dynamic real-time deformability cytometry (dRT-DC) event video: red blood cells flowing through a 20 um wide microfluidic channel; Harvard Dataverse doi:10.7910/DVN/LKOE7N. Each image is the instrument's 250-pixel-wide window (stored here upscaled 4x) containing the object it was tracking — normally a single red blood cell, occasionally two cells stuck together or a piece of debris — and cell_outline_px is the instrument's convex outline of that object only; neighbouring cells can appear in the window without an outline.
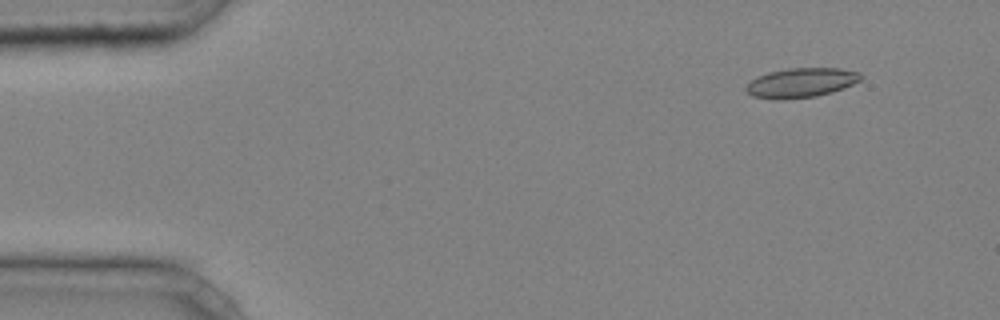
{"species": "common noctule bat (a hibernating species)", "species_latin": "Nyctalus noctula", "temperature_condition": "cold", "stored_images_in_passage": 41, "camera_frame_rate_fps": 3000, "um_per_image_px": 0.085, "animal": {"sex": "male", "body_mass_g": 20.4}, "frame": {"image": 1, "passage_image": 4, "time_ms": 1.0, "image_size_px": [1000, 320], "cell_outline_px": [[864, 76], [860, 80], [844, 88], [832, 92], [816, 96], [784, 100], [776, 100], [752, 96], [744, 88], [752, 80], [768, 72], [788, 68], [840, 68], [860, 72]], "centroid_in_image_um": [68.12, 7.03], "position_along_channel_um": 16.9, "area_um2": 19.83}}
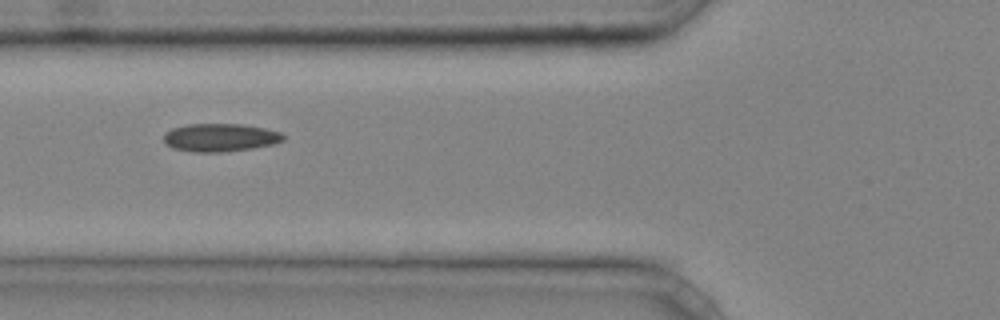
{"frame": {"image": 2, "passage_image": 17, "time_ms": 5.333, "image_size_px": [1000, 320], "cell_outline_px": [[284, 140], [272, 144], [252, 148], [224, 152], [192, 152], [172, 148], [164, 144], [164, 132], [172, 128], [188, 124], [244, 124], [264, 128], [280, 132], [284, 136]], "centroid_in_image_um": [18.67, 11.69], "position_along_channel_um": 107.1, "area_um2": 19.65}}
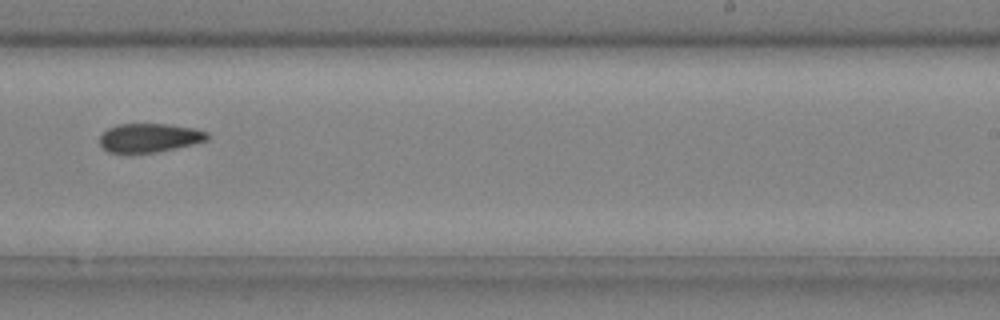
{"frame": {"image": 3, "passage_image": 29, "time_ms": 9.333, "image_size_px": [1000, 320], "cell_outline_px": [[208, 140], [192, 144], [156, 152], [128, 156], [108, 152], [100, 144], [100, 136], [108, 128], [116, 124], [168, 124], [192, 128], [208, 132]], "centroid_in_image_um": [12.63, 11.75], "position_along_channel_um": 276.4, "area_um2": 18.5}}